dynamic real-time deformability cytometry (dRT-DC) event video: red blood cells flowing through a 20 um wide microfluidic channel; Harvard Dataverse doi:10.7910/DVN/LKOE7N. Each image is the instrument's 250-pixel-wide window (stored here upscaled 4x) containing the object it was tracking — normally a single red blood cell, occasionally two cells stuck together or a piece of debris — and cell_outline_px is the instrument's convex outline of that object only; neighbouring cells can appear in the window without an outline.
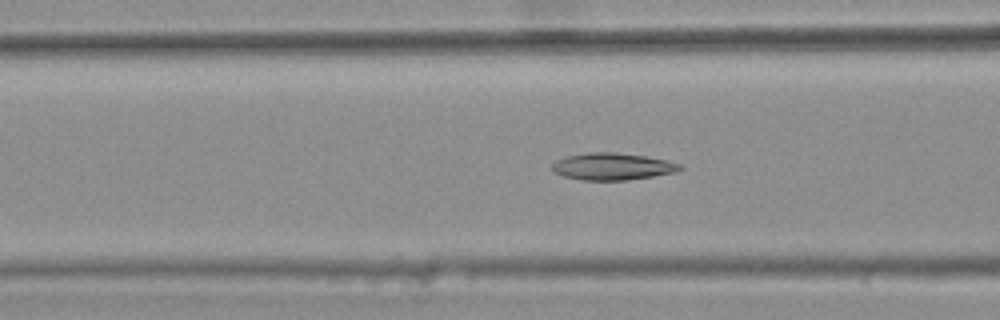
{"species": "common noctule bat (a hibernating species)", "species_latin": "Nyctalus noctula", "temperature_condition": "warm", "stored_images_in_passage": 47, "camera_frame_rate_fps": 3000, "um_per_image_px": 0.085, "animal": {"sex": "female", "body_mass_g": 25.1}, "frame": {"image": 1, "passage_image": 21, "time_ms": 6.667, "image_size_px": [1000, 320], "cell_outline_px": [[684, 168], [676, 172], [628, 180], [580, 180], [564, 176], [556, 172], [552, 168], [552, 164], [556, 160], [568, 156], [588, 152], [612, 152], [644, 156], [684, 164]], "centroid_in_image_um": [52.08, 14.15], "position_along_channel_um": 114.5, "area_um2": 20.0}}
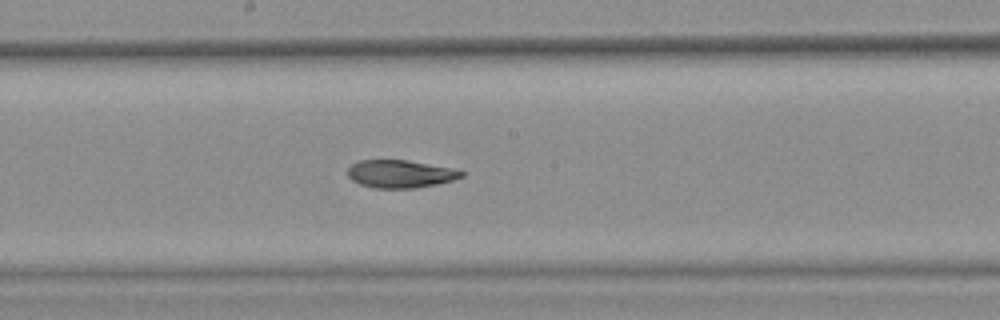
{"frame": {"image": 2, "passage_image": 29, "time_ms": 9.333, "image_size_px": [1000, 320], "cell_outline_px": [[464, 176], [452, 180], [436, 184], [412, 188], [376, 188], [360, 184], [352, 180], [348, 176], [348, 168], [352, 164], [360, 160], [408, 160], [448, 168], [464, 172]], "centroid_in_image_um": [33.98, 14.78], "position_along_channel_um": 214.2, "area_um2": 18.09}}
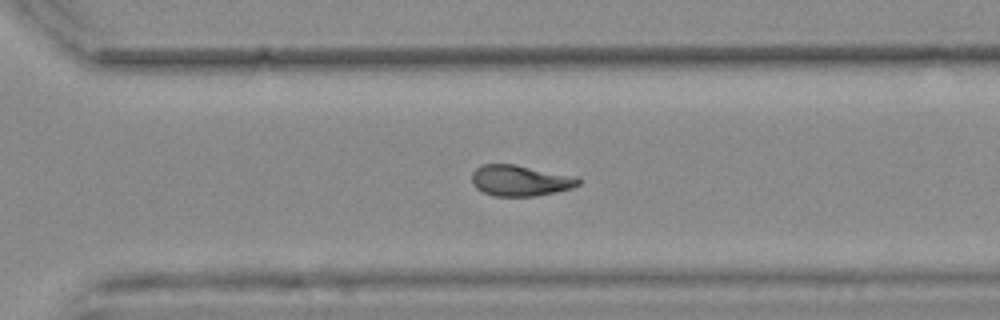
{"frame": {"image": 3, "passage_image": 38, "time_ms": 12.333, "image_size_px": [1000, 320], "cell_outline_px": [[580, 184], [572, 188], [556, 192], [536, 196], [492, 196], [476, 188], [472, 184], [472, 172], [480, 164], [516, 164], [580, 176]], "centroid_in_image_um": [44.25, 15.33], "position_along_channel_um": 326.3, "area_um2": 19.65}, "authors_computed_cell_mechanics": {"area_um2": 19.7676, "velocity_mm_per_s": 3.7423, "shape_relaxation_time_tau1_ms": null, "shape_relaxation_time_tau2_ms": 3.5515, "deformation_change_tau1": null, "deformation_change_tau2": 0.1068}}